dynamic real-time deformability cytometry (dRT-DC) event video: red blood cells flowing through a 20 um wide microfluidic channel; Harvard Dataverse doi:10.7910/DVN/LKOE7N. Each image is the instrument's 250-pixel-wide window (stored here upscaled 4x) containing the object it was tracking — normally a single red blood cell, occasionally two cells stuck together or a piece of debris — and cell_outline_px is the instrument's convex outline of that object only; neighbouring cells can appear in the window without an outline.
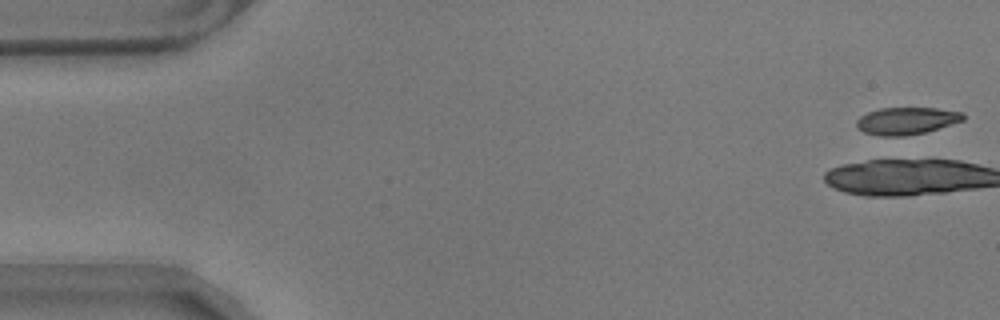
{"species": "common noctule bat (a hibernating species)", "species_latin": "Nyctalus noctula", "temperature_condition": "warm", "stored_images_in_passage": 17, "camera_frame_rate_fps": 3000, "um_per_image_px": 0.085, "animal": {"sex": "male", "body_mass_g": 17.9}, "frame": {"image": 1, "passage_image": 1, "time_ms": 0.0, "image_size_px": [1000, 320], "cell_outline_px": [[964, 120], [924, 132], [904, 136], [880, 136], [864, 132], [856, 128], [856, 120], [860, 116], [868, 112], [880, 108], [936, 108], [964, 112]], "centroid_in_image_um": [77.02, 10.26], "position_along_channel_um": 8.0, "area_um2": 16.88}}